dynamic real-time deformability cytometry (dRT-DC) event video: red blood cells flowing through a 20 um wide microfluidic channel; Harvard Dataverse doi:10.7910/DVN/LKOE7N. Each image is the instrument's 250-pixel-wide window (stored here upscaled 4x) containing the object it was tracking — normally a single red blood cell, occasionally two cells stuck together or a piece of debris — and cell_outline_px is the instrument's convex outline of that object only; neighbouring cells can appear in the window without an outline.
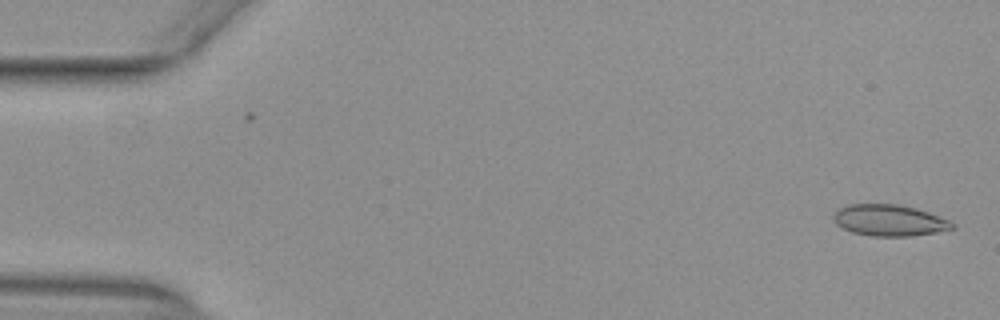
{"species": "common noctule bat (a hibernating species)", "species_latin": "Nyctalus noctula", "temperature_condition": "warm", "stored_images_in_passage": 52, "camera_frame_rate_fps": 3000, "um_per_image_px": 0.085, "animal": {"sex": "female", "body_mass_g": 29.2, "forearm_length_mm": 56.3}, "frame": {"image": 1, "passage_image": 1, "time_ms": 0.0, "image_size_px": [1000, 320], "cell_outline_px": [[956, 228], [936, 232], [912, 236], [872, 236], [852, 232], [836, 224], [832, 216], [840, 208], [848, 204], [896, 204], [916, 208], [928, 212], [948, 220], [956, 224]], "centroid_in_image_um": [75.61, 18.73], "position_along_channel_um": 9.4, "area_um2": 21.62}}
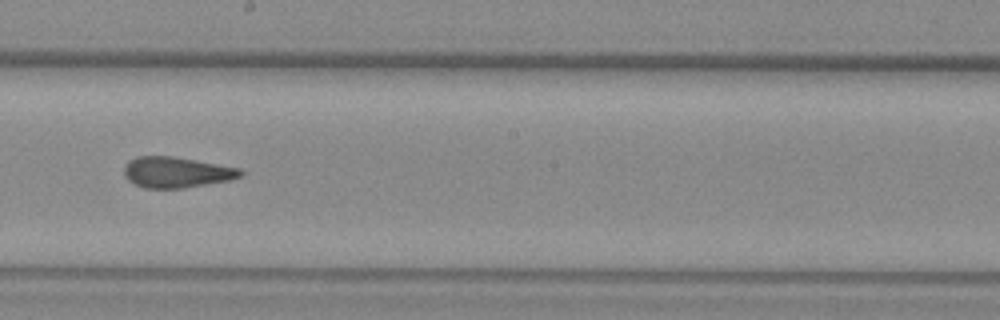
{"frame": {"image": 2, "passage_image": 29, "time_ms": 9.333, "image_size_px": [1000, 320], "cell_outline_px": [[244, 172], [240, 176], [228, 180], [184, 188], [144, 188], [128, 180], [124, 176], [124, 164], [128, 160], [136, 156], [172, 156], [196, 160], [240, 168]], "centroid_in_image_um": [14.95, 14.63], "position_along_channel_um": 233.2, "area_um2": 20.87}}
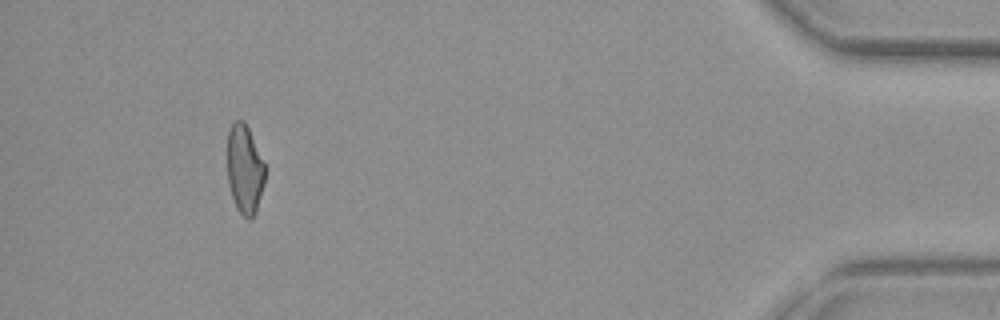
{"frame": {"image": 3, "passage_image": 48, "time_ms": 15.667, "image_size_px": [1000, 320], "cell_outline_px": [[264, 184], [256, 212], [248, 220], [236, 208], [228, 184], [228, 132], [232, 124], [236, 120], [244, 120], [248, 128], [264, 164]], "centroid_in_image_um": [20.78, 14.41], "position_along_channel_um": 414.4, "area_um2": 19.19}, "authors_computed_cell_mechanics": {"area_um2": 21.2126, "velocity_mm_per_s": 3.9545, "shape_relaxation_time_tau1_ms": null, "shape_relaxation_time_tau2_ms": 2.0246, "deformation_change_tau1": null, "deformation_change_tau2": 0.0867}}